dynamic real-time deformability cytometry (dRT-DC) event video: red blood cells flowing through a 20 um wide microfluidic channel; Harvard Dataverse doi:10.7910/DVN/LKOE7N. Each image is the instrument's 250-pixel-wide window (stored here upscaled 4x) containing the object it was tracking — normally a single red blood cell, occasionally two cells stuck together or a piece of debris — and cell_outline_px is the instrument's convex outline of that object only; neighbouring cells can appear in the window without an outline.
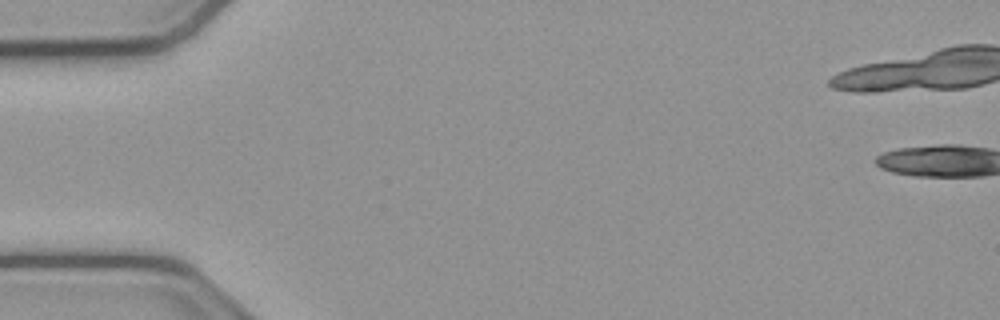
{"species": "common noctule bat (a hibernating species)", "species_latin": "Nyctalus noctula", "temperature_condition": "cold", "stored_images_in_passage": 3, "camera_frame_rate_fps": 3000, "um_per_image_px": 0.085, "animal": {"sex": "male", "body_mass_g": 23.1, "forearm_length_mm": 52.7}, "frame": {"image": 1, "passage_image": 2, "time_ms": 0.333, "image_size_px": [1000, 320], "cell_outline_px": [[940, 84], [888, 88], [848, 88], [880, 64], [920, 64]], "centroid_in_image_um": [76.14, 6.54], "position_along_channel_um": 8.9, "area_um2": 10.98}}